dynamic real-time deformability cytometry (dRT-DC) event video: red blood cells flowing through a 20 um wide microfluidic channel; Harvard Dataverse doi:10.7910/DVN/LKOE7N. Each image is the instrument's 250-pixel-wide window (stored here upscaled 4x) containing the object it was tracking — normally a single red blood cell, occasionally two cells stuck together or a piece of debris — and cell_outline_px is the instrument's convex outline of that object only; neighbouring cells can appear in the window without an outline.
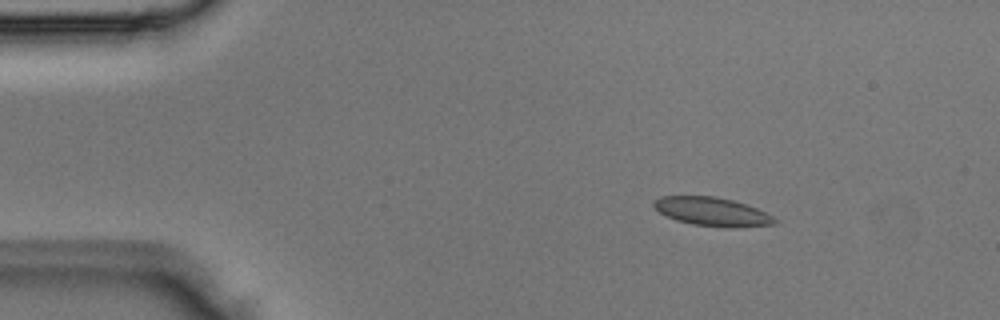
{"species": "Egyptian fruit bat (a non-hibernating species)", "species_latin": "Rousettus aegyptiacus", "temperature_condition": "room temperature", "stored_images_in_passage": 3, "segment_of_instrument_passage": [1, 2], "camera_frame_rate_fps": 3000, "um_per_image_px": 0.085, "animal": {"sex": "male"}, "frame": {"image": 1, "passage_image": 1, "time_ms": 0.0, "image_size_px": [1000, 320], "cell_outline_px": [[776, 224], [736, 228], [724, 228], [692, 224], [676, 220], [660, 212], [652, 204], [652, 200], [660, 196], [716, 196], [732, 200], [756, 208], [772, 216], [776, 220]], "centroid_in_image_um": [60.52, 18.0], "position_along_channel_um": 24.5, "area_um2": 20.17}}